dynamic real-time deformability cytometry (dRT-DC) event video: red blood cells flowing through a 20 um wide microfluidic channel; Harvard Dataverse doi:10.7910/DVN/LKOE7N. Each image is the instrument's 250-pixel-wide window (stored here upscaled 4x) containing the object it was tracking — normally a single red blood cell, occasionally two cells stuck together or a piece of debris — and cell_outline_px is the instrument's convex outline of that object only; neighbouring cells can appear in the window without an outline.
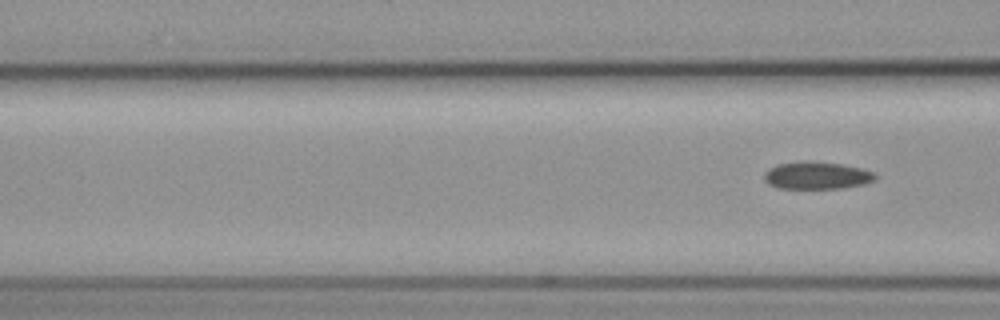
{"species": "common noctule bat (a hibernating species)", "species_latin": "Nyctalus noctula", "temperature_condition": "cold", "stored_images_in_passage": 5, "camera_frame_rate_fps": 3000, "um_per_image_px": 0.085, "animal": {"sex": "female", "body_mass_g": 19.3, "forearm_length_mm": 54.1}, "frame": {"image": 1, "passage_image": 5, "time_ms": 4.667, "image_size_px": [1000, 320], "cell_outline_px": [[876, 180], [864, 184], [844, 188], [776, 188], [768, 184], [764, 180], [764, 172], [780, 164], [804, 160], [812, 160], [844, 164], [864, 168], [872, 172], [876, 176]], "centroid_in_image_um": [69.46, 14.9], "position_along_channel_um": 97.1, "area_um2": 17.98}}